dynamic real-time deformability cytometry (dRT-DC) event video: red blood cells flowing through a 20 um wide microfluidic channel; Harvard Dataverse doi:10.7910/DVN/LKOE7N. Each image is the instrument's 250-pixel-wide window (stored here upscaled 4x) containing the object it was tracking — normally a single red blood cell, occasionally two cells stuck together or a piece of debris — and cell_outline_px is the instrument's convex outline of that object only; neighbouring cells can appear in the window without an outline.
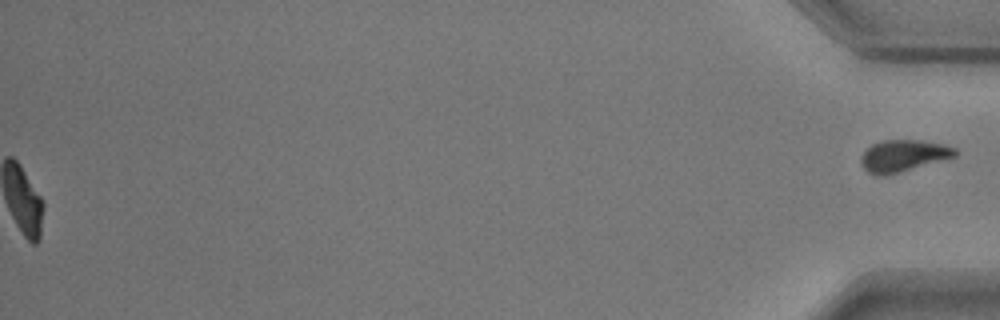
{"species": "common noctule bat (a hibernating species)", "species_latin": "Nyctalus noctula", "temperature_condition": "warm", "stored_images_in_passage": 43, "segment_of_instrument_passage": [2, 2], "camera_frame_rate_fps": 3000, "um_per_image_px": 0.085, "animal": {"sex": "male", "body_mass_g": 17.9}, "frame": {"image": 1, "passage_image": 43, "time_ms": 14.0, "image_size_px": [1000, 320], "cell_outline_px": [[960, 152], [956, 156], [900, 172], [884, 176], [876, 176], [868, 172], [860, 164], [860, 156], [872, 144], [880, 140], [920, 140], [944, 144], [956, 148]], "centroid_in_image_um": [76.77, 13.23], "position_along_channel_um": 358.4, "area_um2": 17.57}}